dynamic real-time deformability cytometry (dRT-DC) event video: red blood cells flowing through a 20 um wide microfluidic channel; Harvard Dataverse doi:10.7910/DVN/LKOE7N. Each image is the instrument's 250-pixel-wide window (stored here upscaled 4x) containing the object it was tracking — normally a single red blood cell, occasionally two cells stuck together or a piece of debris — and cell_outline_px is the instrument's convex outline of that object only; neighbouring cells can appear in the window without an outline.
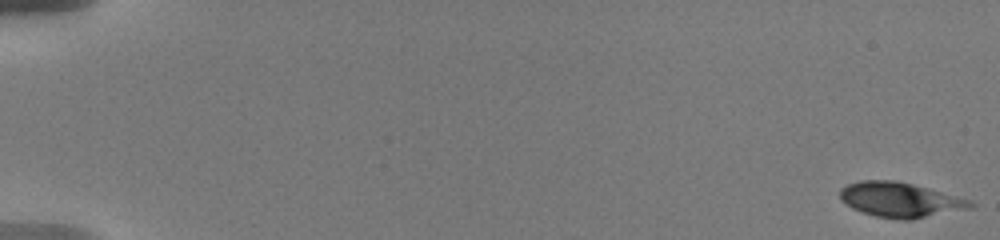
{"species": "human", "species_latin": "Homo sapiens", "temperature_condition": "warm", "stored_images_in_passage": 47, "camera_frame_rate_fps": 3000, "um_per_image_px": 0.085, "donor": {"sex": "male"}, "frame": {"image": 1, "passage_image": 1, "time_ms": 0.0, "image_size_px": [1000, 240], "cell_outline_px": [[976, 204], [972, 208], [912, 220], [900, 220], [876, 216], [852, 208], [840, 200], [840, 188], [848, 184], [860, 180], [896, 180], [928, 188], [968, 200]], "centroid_in_image_um": [76.49, 16.99], "position_along_channel_um": 8.5, "area_um2": 26.41}}
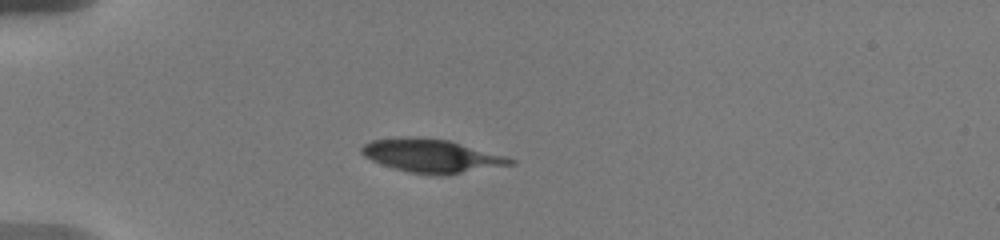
{"frame": {"image": 2, "passage_image": 32, "time_ms": 5.333, "image_size_px": [1000, 240], "cell_outline_px": [[516, 164], [448, 176], [436, 176], [412, 172], [396, 168], [372, 160], [364, 156], [360, 152], [360, 148], [364, 144], [372, 140], [448, 140], [508, 156], [516, 160]], "centroid_in_image_um": [36.85, 13.32], "position_along_channel_um": 48.1, "area_um2": 28.03}}
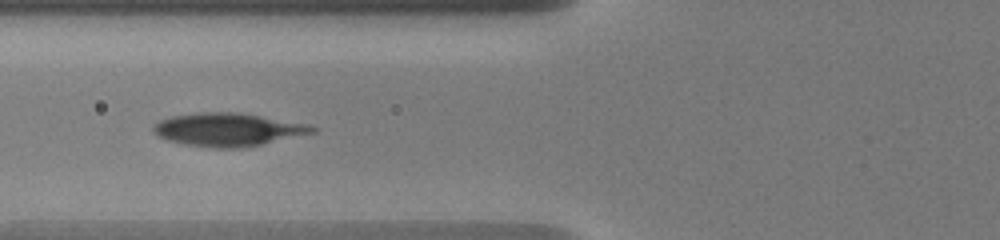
{"frame": {"image": 3, "passage_image": 46, "time_ms": 7.667, "image_size_px": [1000, 240], "cell_outline_px": [[316, 132], [244, 148], [212, 148], [184, 144], [168, 140], [160, 136], [152, 128], [160, 120], [172, 116], [200, 112], [240, 112], [304, 124], [316, 128]], "centroid_in_image_um": [19.36, 11.02], "position_along_channel_um": 106.4, "area_um2": 30.29}}